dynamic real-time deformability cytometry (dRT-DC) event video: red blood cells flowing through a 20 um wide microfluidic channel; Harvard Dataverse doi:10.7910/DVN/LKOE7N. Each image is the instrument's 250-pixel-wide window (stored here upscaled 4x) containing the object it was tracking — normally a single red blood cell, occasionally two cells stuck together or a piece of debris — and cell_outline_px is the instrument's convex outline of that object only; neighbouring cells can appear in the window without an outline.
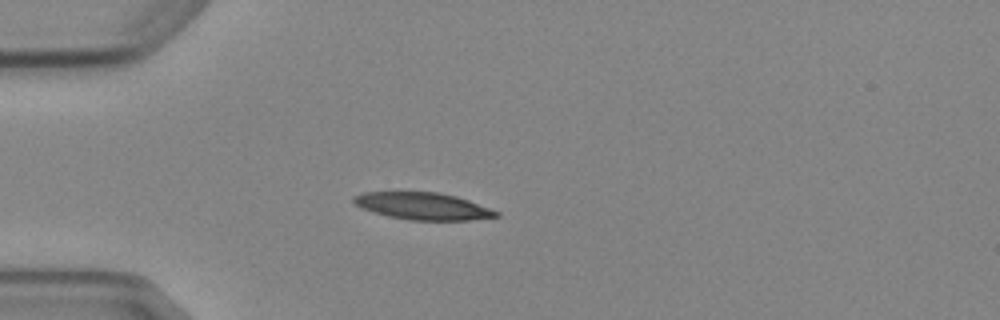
{"species": "Egyptian fruit bat (a non-hibernating species)", "species_latin": "Rousettus aegyptiacus", "temperature_condition": "cold", "stored_images_in_passage": 5, "camera_frame_rate_fps": 3000, "um_per_image_px": 0.085, "animal": {"sex": "female"}, "frame": {"image": 1, "passage_image": 4, "time_ms": 3.667, "image_size_px": [1000, 320], "cell_outline_px": [[500, 216], [468, 220], [408, 220], [388, 216], [364, 208], [356, 204], [352, 200], [352, 196], [364, 192], [440, 192], [456, 196], [468, 200], [500, 212]], "centroid_in_image_um": [35.96, 17.51], "position_along_channel_um": 49.0, "area_um2": 22.31}}